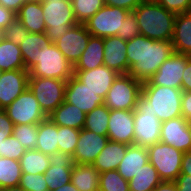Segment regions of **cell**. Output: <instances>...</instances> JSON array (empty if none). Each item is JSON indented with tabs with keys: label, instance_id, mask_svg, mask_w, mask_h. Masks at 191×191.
I'll use <instances>...</instances> for the list:
<instances>
[{
	"label": "cell",
	"instance_id": "cell-1",
	"mask_svg": "<svg viewBox=\"0 0 191 191\" xmlns=\"http://www.w3.org/2000/svg\"><path fill=\"white\" fill-rule=\"evenodd\" d=\"M173 53L171 41L154 40L143 35L127 40L128 74L141 83L147 82Z\"/></svg>",
	"mask_w": 191,
	"mask_h": 191
},
{
	"label": "cell",
	"instance_id": "cell-2",
	"mask_svg": "<svg viewBox=\"0 0 191 191\" xmlns=\"http://www.w3.org/2000/svg\"><path fill=\"white\" fill-rule=\"evenodd\" d=\"M182 89L159 85H142L136 109L151 111L161 122L182 116Z\"/></svg>",
	"mask_w": 191,
	"mask_h": 191
},
{
	"label": "cell",
	"instance_id": "cell-3",
	"mask_svg": "<svg viewBox=\"0 0 191 191\" xmlns=\"http://www.w3.org/2000/svg\"><path fill=\"white\" fill-rule=\"evenodd\" d=\"M141 35L162 41H171L176 14L167 11L155 0L143 1L133 11Z\"/></svg>",
	"mask_w": 191,
	"mask_h": 191
},
{
	"label": "cell",
	"instance_id": "cell-4",
	"mask_svg": "<svg viewBox=\"0 0 191 191\" xmlns=\"http://www.w3.org/2000/svg\"><path fill=\"white\" fill-rule=\"evenodd\" d=\"M73 74V65L52 42L39 50L37 64L29 71V77L54 78L65 81Z\"/></svg>",
	"mask_w": 191,
	"mask_h": 191
},
{
	"label": "cell",
	"instance_id": "cell-5",
	"mask_svg": "<svg viewBox=\"0 0 191 191\" xmlns=\"http://www.w3.org/2000/svg\"><path fill=\"white\" fill-rule=\"evenodd\" d=\"M42 9L46 26L45 35L52 43H55L61 35L78 24L73 13L71 0L42 2Z\"/></svg>",
	"mask_w": 191,
	"mask_h": 191
},
{
	"label": "cell",
	"instance_id": "cell-6",
	"mask_svg": "<svg viewBox=\"0 0 191 191\" xmlns=\"http://www.w3.org/2000/svg\"><path fill=\"white\" fill-rule=\"evenodd\" d=\"M142 85L129 74H119L107 92L104 104L110 110H134L141 96Z\"/></svg>",
	"mask_w": 191,
	"mask_h": 191
},
{
	"label": "cell",
	"instance_id": "cell-7",
	"mask_svg": "<svg viewBox=\"0 0 191 191\" xmlns=\"http://www.w3.org/2000/svg\"><path fill=\"white\" fill-rule=\"evenodd\" d=\"M65 80L29 77L28 87L33 92L41 109L48 116L65 100Z\"/></svg>",
	"mask_w": 191,
	"mask_h": 191
},
{
	"label": "cell",
	"instance_id": "cell-8",
	"mask_svg": "<svg viewBox=\"0 0 191 191\" xmlns=\"http://www.w3.org/2000/svg\"><path fill=\"white\" fill-rule=\"evenodd\" d=\"M149 162L157 170L162 181H174L181 173L183 152L158 142L148 148Z\"/></svg>",
	"mask_w": 191,
	"mask_h": 191
},
{
	"label": "cell",
	"instance_id": "cell-9",
	"mask_svg": "<svg viewBox=\"0 0 191 191\" xmlns=\"http://www.w3.org/2000/svg\"><path fill=\"white\" fill-rule=\"evenodd\" d=\"M129 13L127 9L104 5L84 25L92 36H117V31L121 29L123 20Z\"/></svg>",
	"mask_w": 191,
	"mask_h": 191
},
{
	"label": "cell",
	"instance_id": "cell-10",
	"mask_svg": "<svg viewBox=\"0 0 191 191\" xmlns=\"http://www.w3.org/2000/svg\"><path fill=\"white\" fill-rule=\"evenodd\" d=\"M4 110L14 126L22 124H39L48 117L41 109L29 87Z\"/></svg>",
	"mask_w": 191,
	"mask_h": 191
},
{
	"label": "cell",
	"instance_id": "cell-11",
	"mask_svg": "<svg viewBox=\"0 0 191 191\" xmlns=\"http://www.w3.org/2000/svg\"><path fill=\"white\" fill-rule=\"evenodd\" d=\"M190 57L174 52L143 85H159L181 89L183 72Z\"/></svg>",
	"mask_w": 191,
	"mask_h": 191
},
{
	"label": "cell",
	"instance_id": "cell-12",
	"mask_svg": "<svg viewBox=\"0 0 191 191\" xmlns=\"http://www.w3.org/2000/svg\"><path fill=\"white\" fill-rule=\"evenodd\" d=\"M134 114V140L133 144L148 148L158 142L161 137V124L159 118L151 111L133 110Z\"/></svg>",
	"mask_w": 191,
	"mask_h": 191
},
{
	"label": "cell",
	"instance_id": "cell-13",
	"mask_svg": "<svg viewBox=\"0 0 191 191\" xmlns=\"http://www.w3.org/2000/svg\"><path fill=\"white\" fill-rule=\"evenodd\" d=\"M91 34L84 24L78 23L55 41L56 47L74 66L86 49Z\"/></svg>",
	"mask_w": 191,
	"mask_h": 191
},
{
	"label": "cell",
	"instance_id": "cell-14",
	"mask_svg": "<svg viewBox=\"0 0 191 191\" xmlns=\"http://www.w3.org/2000/svg\"><path fill=\"white\" fill-rule=\"evenodd\" d=\"M160 141L183 153L191 150V122L183 116L163 121Z\"/></svg>",
	"mask_w": 191,
	"mask_h": 191
},
{
	"label": "cell",
	"instance_id": "cell-15",
	"mask_svg": "<svg viewBox=\"0 0 191 191\" xmlns=\"http://www.w3.org/2000/svg\"><path fill=\"white\" fill-rule=\"evenodd\" d=\"M108 141L107 135H99L82 128L72 156L73 163L92 165Z\"/></svg>",
	"mask_w": 191,
	"mask_h": 191
},
{
	"label": "cell",
	"instance_id": "cell-16",
	"mask_svg": "<svg viewBox=\"0 0 191 191\" xmlns=\"http://www.w3.org/2000/svg\"><path fill=\"white\" fill-rule=\"evenodd\" d=\"M64 101L77 106L85 114L104 104L103 97L87 88L74 75L67 80Z\"/></svg>",
	"mask_w": 191,
	"mask_h": 191
},
{
	"label": "cell",
	"instance_id": "cell-17",
	"mask_svg": "<svg viewBox=\"0 0 191 191\" xmlns=\"http://www.w3.org/2000/svg\"><path fill=\"white\" fill-rule=\"evenodd\" d=\"M29 71L26 69L2 71L0 76V109L7 108L26 88Z\"/></svg>",
	"mask_w": 191,
	"mask_h": 191
},
{
	"label": "cell",
	"instance_id": "cell-18",
	"mask_svg": "<svg viewBox=\"0 0 191 191\" xmlns=\"http://www.w3.org/2000/svg\"><path fill=\"white\" fill-rule=\"evenodd\" d=\"M74 76L95 94L106 98L107 92L113 85L114 80L119 75L106 65L96 67L91 70H73Z\"/></svg>",
	"mask_w": 191,
	"mask_h": 191
},
{
	"label": "cell",
	"instance_id": "cell-19",
	"mask_svg": "<svg viewBox=\"0 0 191 191\" xmlns=\"http://www.w3.org/2000/svg\"><path fill=\"white\" fill-rule=\"evenodd\" d=\"M107 137L110 141L133 145V110H110Z\"/></svg>",
	"mask_w": 191,
	"mask_h": 191
},
{
	"label": "cell",
	"instance_id": "cell-20",
	"mask_svg": "<svg viewBox=\"0 0 191 191\" xmlns=\"http://www.w3.org/2000/svg\"><path fill=\"white\" fill-rule=\"evenodd\" d=\"M50 166L45 171V180L49 191L71 182L73 168L72 156L68 153L57 151L49 155Z\"/></svg>",
	"mask_w": 191,
	"mask_h": 191
},
{
	"label": "cell",
	"instance_id": "cell-21",
	"mask_svg": "<svg viewBox=\"0 0 191 191\" xmlns=\"http://www.w3.org/2000/svg\"><path fill=\"white\" fill-rule=\"evenodd\" d=\"M104 65L118 74H128L127 40L118 36L104 37Z\"/></svg>",
	"mask_w": 191,
	"mask_h": 191
},
{
	"label": "cell",
	"instance_id": "cell-22",
	"mask_svg": "<svg viewBox=\"0 0 191 191\" xmlns=\"http://www.w3.org/2000/svg\"><path fill=\"white\" fill-rule=\"evenodd\" d=\"M149 162L148 149L138 145H128L124 158L118 166V173L130 181L144 164Z\"/></svg>",
	"mask_w": 191,
	"mask_h": 191
},
{
	"label": "cell",
	"instance_id": "cell-23",
	"mask_svg": "<svg viewBox=\"0 0 191 191\" xmlns=\"http://www.w3.org/2000/svg\"><path fill=\"white\" fill-rule=\"evenodd\" d=\"M127 148L128 144L109 140L92 165L100 174L110 170H117Z\"/></svg>",
	"mask_w": 191,
	"mask_h": 191
},
{
	"label": "cell",
	"instance_id": "cell-24",
	"mask_svg": "<svg viewBox=\"0 0 191 191\" xmlns=\"http://www.w3.org/2000/svg\"><path fill=\"white\" fill-rule=\"evenodd\" d=\"M171 42L175 53L191 56V12L176 14Z\"/></svg>",
	"mask_w": 191,
	"mask_h": 191
},
{
	"label": "cell",
	"instance_id": "cell-25",
	"mask_svg": "<svg viewBox=\"0 0 191 191\" xmlns=\"http://www.w3.org/2000/svg\"><path fill=\"white\" fill-rule=\"evenodd\" d=\"M16 17L29 33H45L46 26L40 1H26Z\"/></svg>",
	"mask_w": 191,
	"mask_h": 191
},
{
	"label": "cell",
	"instance_id": "cell-26",
	"mask_svg": "<svg viewBox=\"0 0 191 191\" xmlns=\"http://www.w3.org/2000/svg\"><path fill=\"white\" fill-rule=\"evenodd\" d=\"M104 39L90 36L86 49L82 52L73 70H91L104 65Z\"/></svg>",
	"mask_w": 191,
	"mask_h": 191
},
{
	"label": "cell",
	"instance_id": "cell-27",
	"mask_svg": "<svg viewBox=\"0 0 191 191\" xmlns=\"http://www.w3.org/2000/svg\"><path fill=\"white\" fill-rule=\"evenodd\" d=\"M48 118L57 126H66L81 130L85 124L86 114L77 108V106L64 101L48 115Z\"/></svg>",
	"mask_w": 191,
	"mask_h": 191
},
{
	"label": "cell",
	"instance_id": "cell-28",
	"mask_svg": "<svg viewBox=\"0 0 191 191\" xmlns=\"http://www.w3.org/2000/svg\"><path fill=\"white\" fill-rule=\"evenodd\" d=\"M100 173L93 165L73 164L71 183L79 191H99Z\"/></svg>",
	"mask_w": 191,
	"mask_h": 191
},
{
	"label": "cell",
	"instance_id": "cell-29",
	"mask_svg": "<svg viewBox=\"0 0 191 191\" xmlns=\"http://www.w3.org/2000/svg\"><path fill=\"white\" fill-rule=\"evenodd\" d=\"M50 42L45 33H28L26 39L19 45L25 69L30 71L37 64L39 50Z\"/></svg>",
	"mask_w": 191,
	"mask_h": 191
},
{
	"label": "cell",
	"instance_id": "cell-30",
	"mask_svg": "<svg viewBox=\"0 0 191 191\" xmlns=\"http://www.w3.org/2000/svg\"><path fill=\"white\" fill-rule=\"evenodd\" d=\"M36 149L46 155L59 151L58 126L48 117L38 124Z\"/></svg>",
	"mask_w": 191,
	"mask_h": 191
},
{
	"label": "cell",
	"instance_id": "cell-31",
	"mask_svg": "<svg viewBox=\"0 0 191 191\" xmlns=\"http://www.w3.org/2000/svg\"><path fill=\"white\" fill-rule=\"evenodd\" d=\"M25 69L18 45L4 38L0 41V70L12 71Z\"/></svg>",
	"mask_w": 191,
	"mask_h": 191
},
{
	"label": "cell",
	"instance_id": "cell-32",
	"mask_svg": "<svg viewBox=\"0 0 191 191\" xmlns=\"http://www.w3.org/2000/svg\"><path fill=\"white\" fill-rule=\"evenodd\" d=\"M128 182L130 191H153L162 180L154 166L148 162Z\"/></svg>",
	"mask_w": 191,
	"mask_h": 191
},
{
	"label": "cell",
	"instance_id": "cell-33",
	"mask_svg": "<svg viewBox=\"0 0 191 191\" xmlns=\"http://www.w3.org/2000/svg\"><path fill=\"white\" fill-rule=\"evenodd\" d=\"M19 161L22 173L28 174H44L50 166L49 155L37 149L27 150Z\"/></svg>",
	"mask_w": 191,
	"mask_h": 191
},
{
	"label": "cell",
	"instance_id": "cell-34",
	"mask_svg": "<svg viewBox=\"0 0 191 191\" xmlns=\"http://www.w3.org/2000/svg\"><path fill=\"white\" fill-rule=\"evenodd\" d=\"M21 175L20 161L0 156V188L19 186Z\"/></svg>",
	"mask_w": 191,
	"mask_h": 191
},
{
	"label": "cell",
	"instance_id": "cell-35",
	"mask_svg": "<svg viewBox=\"0 0 191 191\" xmlns=\"http://www.w3.org/2000/svg\"><path fill=\"white\" fill-rule=\"evenodd\" d=\"M110 109L105 105H99L86 114L84 129L99 135H107Z\"/></svg>",
	"mask_w": 191,
	"mask_h": 191
},
{
	"label": "cell",
	"instance_id": "cell-36",
	"mask_svg": "<svg viewBox=\"0 0 191 191\" xmlns=\"http://www.w3.org/2000/svg\"><path fill=\"white\" fill-rule=\"evenodd\" d=\"M71 2L75 19L80 24H84L105 5L104 0H71Z\"/></svg>",
	"mask_w": 191,
	"mask_h": 191
},
{
	"label": "cell",
	"instance_id": "cell-37",
	"mask_svg": "<svg viewBox=\"0 0 191 191\" xmlns=\"http://www.w3.org/2000/svg\"><path fill=\"white\" fill-rule=\"evenodd\" d=\"M99 191H130L129 182L117 170L100 174Z\"/></svg>",
	"mask_w": 191,
	"mask_h": 191
},
{
	"label": "cell",
	"instance_id": "cell-38",
	"mask_svg": "<svg viewBox=\"0 0 191 191\" xmlns=\"http://www.w3.org/2000/svg\"><path fill=\"white\" fill-rule=\"evenodd\" d=\"M37 135L38 124L15 125L13 128V136L27 150L36 149Z\"/></svg>",
	"mask_w": 191,
	"mask_h": 191
},
{
	"label": "cell",
	"instance_id": "cell-39",
	"mask_svg": "<svg viewBox=\"0 0 191 191\" xmlns=\"http://www.w3.org/2000/svg\"><path fill=\"white\" fill-rule=\"evenodd\" d=\"M80 129H75L66 126H58V148L59 151L68 153L73 156Z\"/></svg>",
	"mask_w": 191,
	"mask_h": 191
},
{
	"label": "cell",
	"instance_id": "cell-40",
	"mask_svg": "<svg viewBox=\"0 0 191 191\" xmlns=\"http://www.w3.org/2000/svg\"><path fill=\"white\" fill-rule=\"evenodd\" d=\"M19 186L26 191H48L49 187L44 174L22 173Z\"/></svg>",
	"mask_w": 191,
	"mask_h": 191
},
{
	"label": "cell",
	"instance_id": "cell-41",
	"mask_svg": "<svg viewBox=\"0 0 191 191\" xmlns=\"http://www.w3.org/2000/svg\"><path fill=\"white\" fill-rule=\"evenodd\" d=\"M26 151L27 149L12 134L3 141L0 156L19 161Z\"/></svg>",
	"mask_w": 191,
	"mask_h": 191
},
{
	"label": "cell",
	"instance_id": "cell-42",
	"mask_svg": "<svg viewBox=\"0 0 191 191\" xmlns=\"http://www.w3.org/2000/svg\"><path fill=\"white\" fill-rule=\"evenodd\" d=\"M28 33L27 29L17 18L3 30L4 39L11 41L18 46L26 39Z\"/></svg>",
	"mask_w": 191,
	"mask_h": 191
},
{
	"label": "cell",
	"instance_id": "cell-43",
	"mask_svg": "<svg viewBox=\"0 0 191 191\" xmlns=\"http://www.w3.org/2000/svg\"><path fill=\"white\" fill-rule=\"evenodd\" d=\"M141 35L137 19L133 12H130L123 20L121 29L117 31V36L124 40H130Z\"/></svg>",
	"mask_w": 191,
	"mask_h": 191
},
{
	"label": "cell",
	"instance_id": "cell-44",
	"mask_svg": "<svg viewBox=\"0 0 191 191\" xmlns=\"http://www.w3.org/2000/svg\"><path fill=\"white\" fill-rule=\"evenodd\" d=\"M167 11L175 14L188 13L191 11V0H155Z\"/></svg>",
	"mask_w": 191,
	"mask_h": 191
},
{
	"label": "cell",
	"instance_id": "cell-45",
	"mask_svg": "<svg viewBox=\"0 0 191 191\" xmlns=\"http://www.w3.org/2000/svg\"><path fill=\"white\" fill-rule=\"evenodd\" d=\"M144 0H104L106 6L119 7L133 12Z\"/></svg>",
	"mask_w": 191,
	"mask_h": 191
},
{
	"label": "cell",
	"instance_id": "cell-46",
	"mask_svg": "<svg viewBox=\"0 0 191 191\" xmlns=\"http://www.w3.org/2000/svg\"><path fill=\"white\" fill-rule=\"evenodd\" d=\"M14 124L8 117L5 110L0 109V136H10L13 134Z\"/></svg>",
	"mask_w": 191,
	"mask_h": 191
},
{
	"label": "cell",
	"instance_id": "cell-47",
	"mask_svg": "<svg viewBox=\"0 0 191 191\" xmlns=\"http://www.w3.org/2000/svg\"><path fill=\"white\" fill-rule=\"evenodd\" d=\"M16 18V13L0 5V30L6 29Z\"/></svg>",
	"mask_w": 191,
	"mask_h": 191
},
{
	"label": "cell",
	"instance_id": "cell-48",
	"mask_svg": "<svg viewBox=\"0 0 191 191\" xmlns=\"http://www.w3.org/2000/svg\"><path fill=\"white\" fill-rule=\"evenodd\" d=\"M182 116L191 122V91H183L181 97Z\"/></svg>",
	"mask_w": 191,
	"mask_h": 191
},
{
	"label": "cell",
	"instance_id": "cell-49",
	"mask_svg": "<svg viewBox=\"0 0 191 191\" xmlns=\"http://www.w3.org/2000/svg\"><path fill=\"white\" fill-rule=\"evenodd\" d=\"M182 91H191V57L186 62V67L182 76Z\"/></svg>",
	"mask_w": 191,
	"mask_h": 191
},
{
	"label": "cell",
	"instance_id": "cell-50",
	"mask_svg": "<svg viewBox=\"0 0 191 191\" xmlns=\"http://www.w3.org/2000/svg\"><path fill=\"white\" fill-rule=\"evenodd\" d=\"M174 182L177 185V191H191V175L180 174Z\"/></svg>",
	"mask_w": 191,
	"mask_h": 191
},
{
	"label": "cell",
	"instance_id": "cell-51",
	"mask_svg": "<svg viewBox=\"0 0 191 191\" xmlns=\"http://www.w3.org/2000/svg\"><path fill=\"white\" fill-rule=\"evenodd\" d=\"M25 2V0H0V5H3L17 14Z\"/></svg>",
	"mask_w": 191,
	"mask_h": 191
},
{
	"label": "cell",
	"instance_id": "cell-52",
	"mask_svg": "<svg viewBox=\"0 0 191 191\" xmlns=\"http://www.w3.org/2000/svg\"><path fill=\"white\" fill-rule=\"evenodd\" d=\"M180 174L191 175V150L183 154Z\"/></svg>",
	"mask_w": 191,
	"mask_h": 191
},
{
	"label": "cell",
	"instance_id": "cell-53",
	"mask_svg": "<svg viewBox=\"0 0 191 191\" xmlns=\"http://www.w3.org/2000/svg\"><path fill=\"white\" fill-rule=\"evenodd\" d=\"M153 191H177V185L174 181H162Z\"/></svg>",
	"mask_w": 191,
	"mask_h": 191
},
{
	"label": "cell",
	"instance_id": "cell-54",
	"mask_svg": "<svg viewBox=\"0 0 191 191\" xmlns=\"http://www.w3.org/2000/svg\"><path fill=\"white\" fill-rule=\"evenodd\" d=\"M54 191H79V190L70 182L61 187H58Z\"/></svg>",
	"mask_w": 191,
	"mask_h": 191
},
{
	"label": "cell",
	"instance_id": "cell-55",
	"mask_svg": "<svg viewBox=\"0 0 191 191\" xmlns=\"http://www.w3.org/2000/svg\"><path fill=\"white\" fill-rule=\"evenodd\" d=\"M0 191H26V190L20 186H15L9 188H0Z\"/></svg>",
	"mask_w": 191,
	"mask_h": 191
},
{
	"label": "cell",
	"instance_id": "cell-56",
	"mask_svg": "<svg viewBox=\"0 0 191 191\" xmlns=\"http://www.w3.org/2000/svg\"><path fill=\"white\" fill-rule=\"evenodd\" d=\"M9 136H0V151H2L3 141Z\"/></svg>",
	"mask_w": 191,
	"mask_h": 191
},
{
	"label": "cell",
	"instance_id": "cell-57",
	"mask_svg": "<svg viewBox=\"0 0 191 191\" xmlns=\"http://www.w3.org/2000/svg\"><path fill=\"white\" fill-rule=\"evenodd\" d=\"M4 38L3 36V30H0V41Z\"/></svg>",
	"mask_w": 191,
	"mask_h": 191
},
{
	"label": "cell",
	"instance_id": "cell-58",
	"mask_svg": "<svg viewBox=\"0 0 191 191\" xmlns=\"http://www.w3.org/2000/svg\"><path fill=\"white\" fill-rule=\"evenodd\" d=\"M38 1H40L42 3V2H48V1H51V0H38Z\"/></svg>",
	"mask_w": 191,
	"mask_h": 191
}]
</instances>
